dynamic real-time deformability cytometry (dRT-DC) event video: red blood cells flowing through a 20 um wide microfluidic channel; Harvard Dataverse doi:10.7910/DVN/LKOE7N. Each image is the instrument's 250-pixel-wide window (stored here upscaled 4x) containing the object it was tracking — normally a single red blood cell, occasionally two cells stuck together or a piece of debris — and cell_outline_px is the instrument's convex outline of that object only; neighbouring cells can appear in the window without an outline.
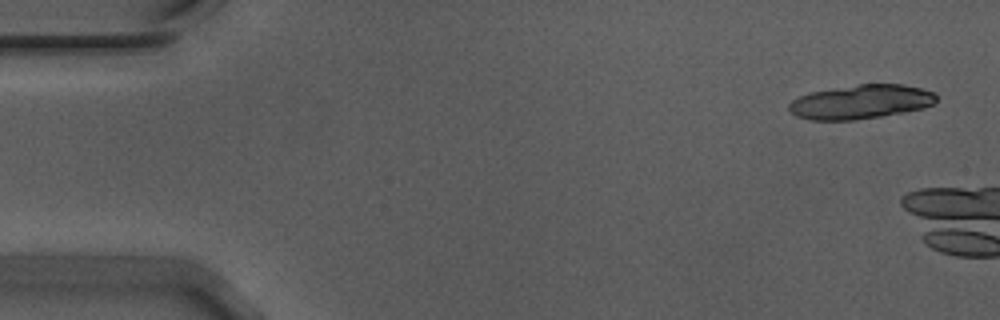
{"species": "Egyptian fruit bat (a non-hibernating species)", "species_latin": "Rousettus aegyptiacus", "temperature_condition": "warm", "stored_images_in_passage": 14, "camera_frame_rate_fps": 3000, "um_per_image_px": 0.085, "animal": {"sex": "male"}, "frame": {"image": 1, "passage_image": 1, "time_ms": 0.0, "image_size_px": [1000, 320], "cell_outline_px": [[936, 100], [932, 104], [924, 108], [904, 112], [856, 120], [808, 120], [796, 116], [788, 108], [788, 104], [792, 100], [808, 92], [856, 84], [904, 84], [936, 92]], "centroid_in_image_um": [73.15, 8.65], "position_along_channel_um": 11.8, "area_um2": 29.48}}